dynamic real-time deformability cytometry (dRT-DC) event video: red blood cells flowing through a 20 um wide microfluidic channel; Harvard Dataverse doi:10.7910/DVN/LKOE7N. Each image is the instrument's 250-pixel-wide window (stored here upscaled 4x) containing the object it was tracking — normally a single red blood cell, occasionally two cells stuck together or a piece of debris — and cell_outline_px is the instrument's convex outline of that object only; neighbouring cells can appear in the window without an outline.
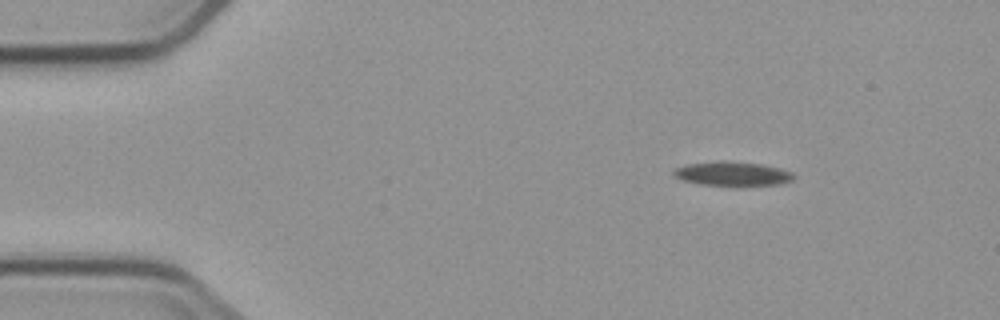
{"species": "common noctule bat (a hibernating species)", "species_latin": "Nyctalus noctula", "temperature_condition": "cold", "stored_images_in_passage": 4, "camera_frame_rate_fps": 3000, "um_per_image_px": 0.085, "animal": {"sex": "male", "body_mass_g": 23.1, "forearm_length_mm": 52.7}, "frame": {"image": 1, "passage_image": 1, "time_ms": 0.0, "image_size_px": [1000, 320], "cell_outline_px": [[796, 176], [792, 180], [780, 184], [736, 188], [704, 184], [684, 180], [676, 176], [672, 172], [676, 168], [688, 164], [720, 160], [760, 164], [780, 168], [792, 172]], "centroid_in_image_um": [62.33, 14.8], "position_along_channel_um": 22.7, "area_um2": 17.34}}